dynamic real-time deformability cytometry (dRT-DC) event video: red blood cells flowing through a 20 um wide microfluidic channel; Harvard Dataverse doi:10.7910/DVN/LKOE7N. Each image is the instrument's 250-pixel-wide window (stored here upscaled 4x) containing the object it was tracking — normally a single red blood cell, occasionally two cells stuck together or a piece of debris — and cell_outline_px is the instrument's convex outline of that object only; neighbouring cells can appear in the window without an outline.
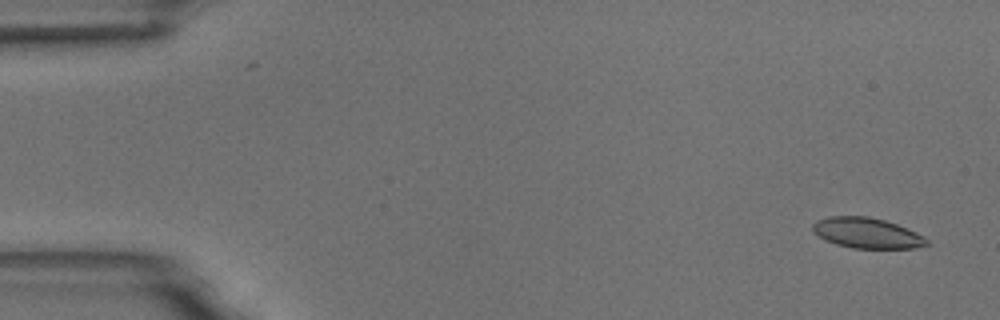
{"species": "common noctule bat (a hibernating species)", "species_latin": "Nyctalus noctula", "temperature_condition": "room temperature", "stored_images_in_passage": 4, "camera_frame_rate_fps": 3000, "um_per_image_px": 0.085, "animal": {"sex": "male", "body_mass_g": 18.8}, "frame": {"image": 1, "passage_image": 1, "time_ms": 0.0, "image_size_px": [1000, 320], "cell_outline_px": [[928, 244], [916, 248], [852, 248], [836, 244], [824, 240], [812, 232], [812, 224], [816, 220], [828, 216], [868, 216], [884, 220], [896, 224], [924, 236], [928, 240]], "centroid_in_image_um": [73.63, 19.8], "position_along_channel_um": 11.4, "area_um2": 20.29}}
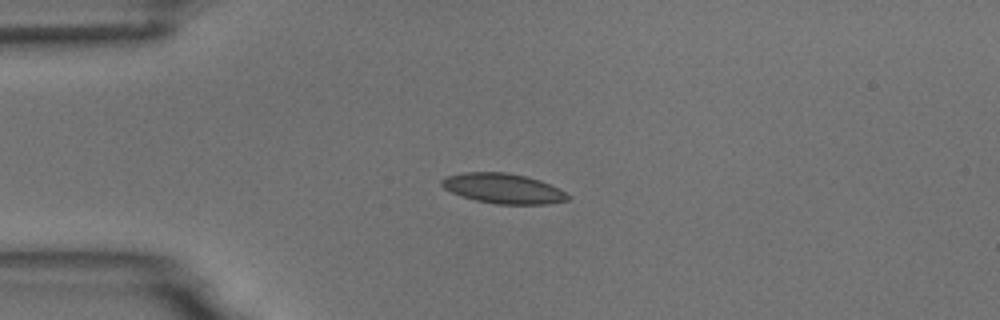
{"frame": {"image": 2, "passage_image": 4, "time_ms": 3.667, "image_size_px": [1000, 320], "cell_outline_px": [[572, 196], [568, 200], [548, 204], [496, 204], [476, 200], [452, 192], [444, 188], [440, 184], [440, 180], [448, 176], [464, 172], [504, 172], [524, 176], [540, 180]], "centroid_in_image_um": [42.77, 16.02], "position_along_channel_um": 42.2, "area_um2": 21.79}}